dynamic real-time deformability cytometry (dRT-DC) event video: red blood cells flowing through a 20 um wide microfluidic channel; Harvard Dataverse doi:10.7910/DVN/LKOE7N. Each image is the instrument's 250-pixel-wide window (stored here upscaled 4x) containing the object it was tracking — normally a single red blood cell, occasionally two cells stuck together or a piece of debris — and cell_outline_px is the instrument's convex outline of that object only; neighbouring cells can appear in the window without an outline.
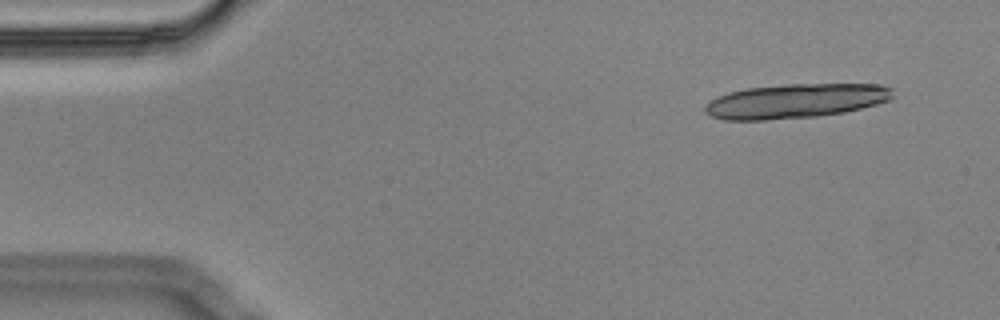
{"species": "Egyptian fruit bat (a non-hibernating species)", "species_latin": "Rousettus aegyptiacus", "temperature_condition": "cold", "stored_images_in_passage": 8, "camera_frame_rate_fps": 3000, "um_per_image_px": 0.085, "animal": {"sex": "male"}, "frame": {"image": 1, "passage_image": 1, "time_ms": 0.0, "image_size_px": [1000, 320], "cell_outline_px": [[892, 96], [888, 100], [876, 104], [844, 112], [816, 116], [764, 120], [724, 120], [708, 116], [704, 112], [704, 104], [728, 92], [748, 88], [788, 84], [880, 84], [892, 88]], "centroid_in_image_um": [67.58, 8.59], "position_along_channel_um": 17.4, "area_um2": 37.51}}
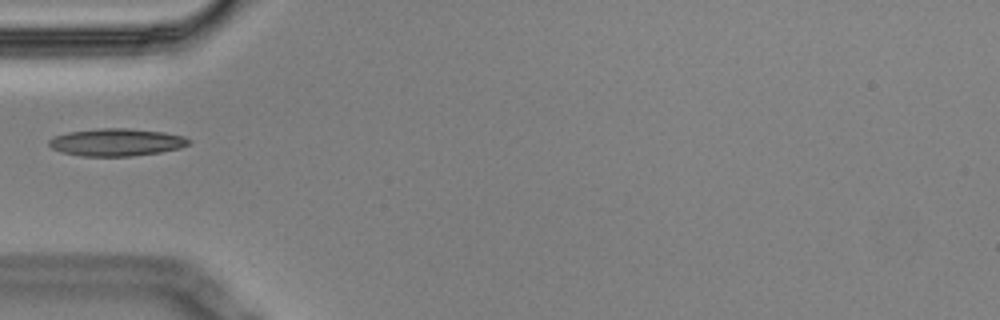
{"frame": {"image": 2, "passage_image": 5, "time_ms": 1.333, "image_size_px": [1000, 320], "cell_outline_px": [[192, 140], [188, 144], [180, 148], [160, 152], [132, 156], [80, 156], [60, 152], [52, 148], [48, 144], [48, 140], [56, 136], [68, 132], [96, 128], [128, 128], [164, 132], [184, 136]], "centroid_in_image_um": [9.89, 12.09], "position_along_channel_um": 75.1, "area_um2": 22.48}}
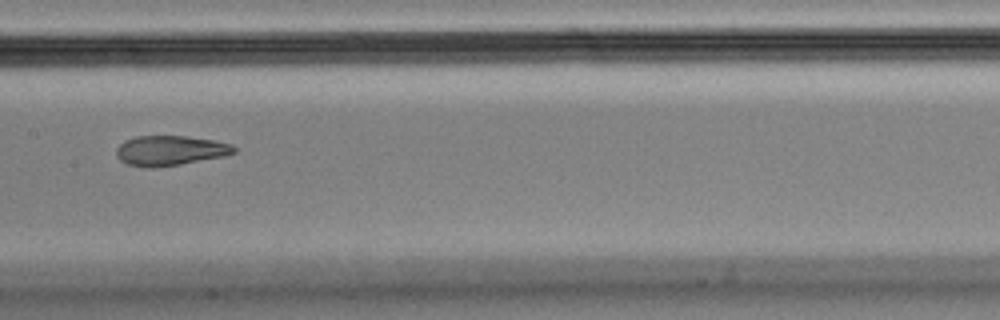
{"frame": {"image": 3, "passage_image": 8, "time_ms": 2.333, "image_size_px": [1000, 320], "cell_outline_px": [[236, 152], [224, 156], [180, 164], [152, 168], [128, 164], [120, 160], [116, 156], [116, 148], [124, 140], [136, 136], [184, 136], [212, 140], [232, 144], [236, 148]], "centroid_in_image_um": [14.44, 12.79], "position_along_channel_um": 193.0, "area_um2": 20.4}}